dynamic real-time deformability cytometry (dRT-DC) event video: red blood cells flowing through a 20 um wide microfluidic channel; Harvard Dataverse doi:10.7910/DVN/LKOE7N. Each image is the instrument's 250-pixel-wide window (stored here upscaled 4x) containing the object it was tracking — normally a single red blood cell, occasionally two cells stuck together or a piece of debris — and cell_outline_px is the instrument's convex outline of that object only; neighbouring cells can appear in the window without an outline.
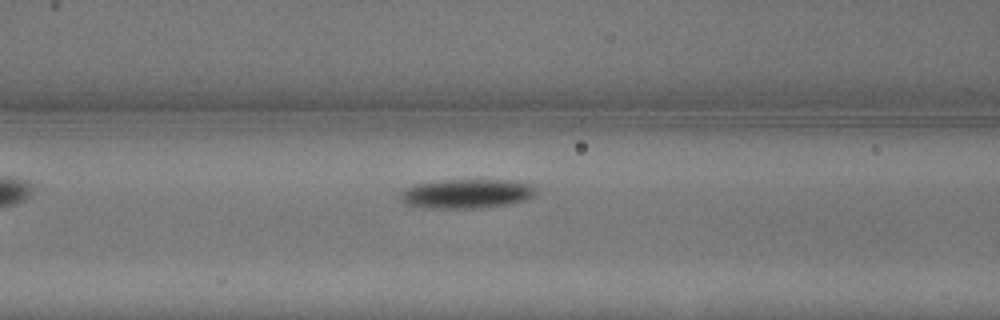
{"species": "common noctule bat (a hibernating species)", "species_latin": "Nyctalus noctula", "temperature_condition": "warm", "stored_images_in_passage": 5, "camera_frame_rate_fps": 3000, "um_per_image_px": 0.085, "animal": {"sex": "male", "body_mass_g": 13.3}, "frame": {"image": 1, "passage_image": 3, "time_ms": 0.667, "image_size_px": [1000, 320], "cell_outline_px": [[536, 196], [528, 200], [508, 204], [480, 208], [428, 208], [404, 204], [400, 200], [400, 192], [404, 188], [416, 184], [444, 180], [520, 180], [536, 184]], "centroid_in_image_um": [39.74, 16.46], "position_along_channel_um": 126.9, "area_um2": 23.7}}
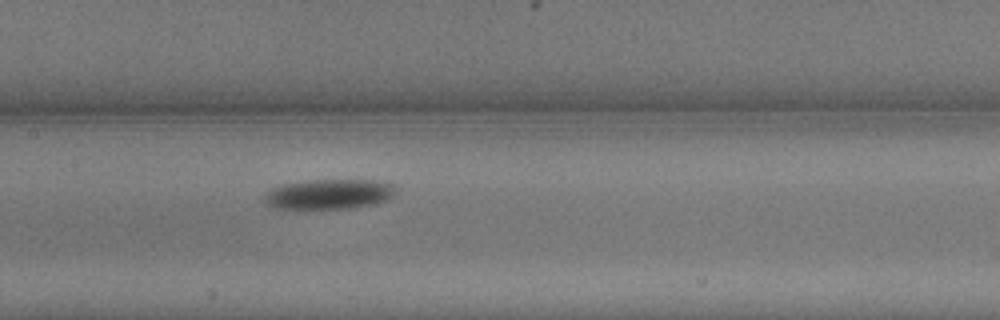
{"frame": {"image": 2, "passage_image": 5, "time_ms": 1.333, "image_size_px": [1000, 320], "cell_outline_px": [[396, 192], [388, 200], [376, 204], [352, 208], [272, 208], [264, 204], [264, 196], [272, 188], [280, 184], [304, 180], [384, 180], [392, 184], [396, 188]], "centroid_in_image_um": [27.99, 16.49], "position_along_channel_um": 179.4, "area_um2": 23.35}}